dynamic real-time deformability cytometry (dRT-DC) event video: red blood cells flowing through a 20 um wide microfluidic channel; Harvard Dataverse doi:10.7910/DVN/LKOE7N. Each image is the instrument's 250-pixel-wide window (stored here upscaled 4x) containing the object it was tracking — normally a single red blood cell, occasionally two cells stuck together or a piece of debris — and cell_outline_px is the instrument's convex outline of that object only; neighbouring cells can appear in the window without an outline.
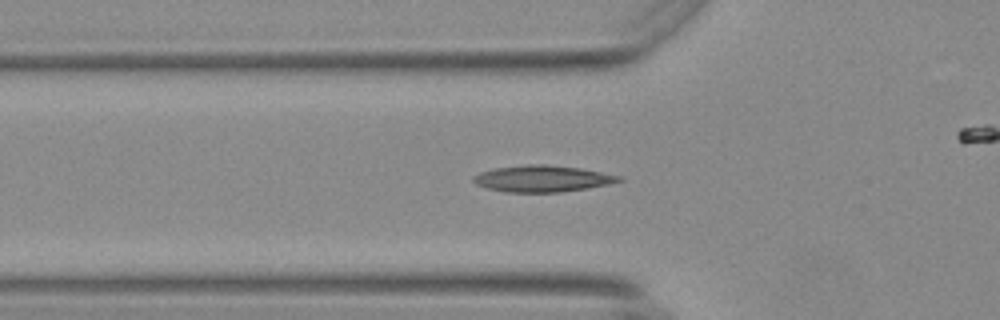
{"species": "Egyptian fruit bat (a non-hibernating species)", "species_latin": "Rousettus aegyptiacus", "temperature_condition": "warm", "stored_images_in_passage": 43, "camera_frame_rate_fps": 3000, "um_per_image_px": 0.085, "animal": {"sex": "female"}, "frame": {"image": 1, "passage_image": 17, "time_ms": 5.333, "image_size_px": [1000, 320], "cell_outline_px": [[624, 180], [608, 184], [560, 192], [504, 192], [488, 188], [476, 184], [472, 180], [472, 176], [480, 172], [492, 168], [524, 164], [544, 164], [580, 168], [624, 176]], "centroid_in_image_um": [46.08, 15.17], "position_along_channel_um": 79.7, "area_um2": 22.54}}
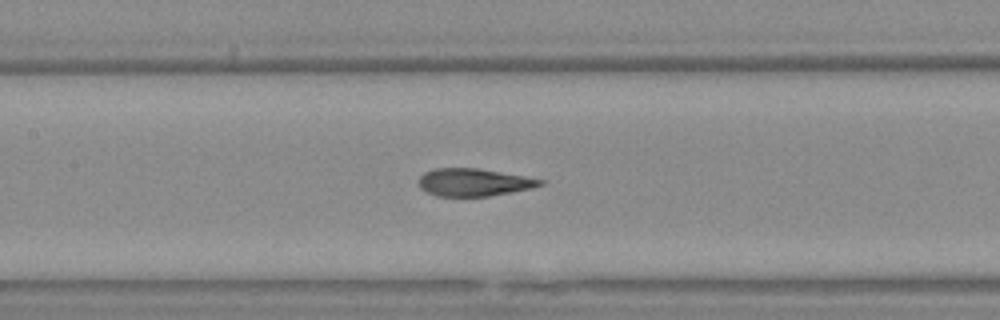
{"frame": {"image": 2, "passage_image": 24, "time_ms": 7.667, "image_size_px": [1000, 320], "cell_outline_px": [[544, 184], [532, 188], [512, 192], [488, 196], [436, 196], [420, 188], [420, 176], [424, 172], [436, 168], [476, 168], [524, 176], [544, 180]], "centroid_in_image_um": [40.27, 15.5], "position_along_channel_um": 167.1, "area_um2": 19.36}}
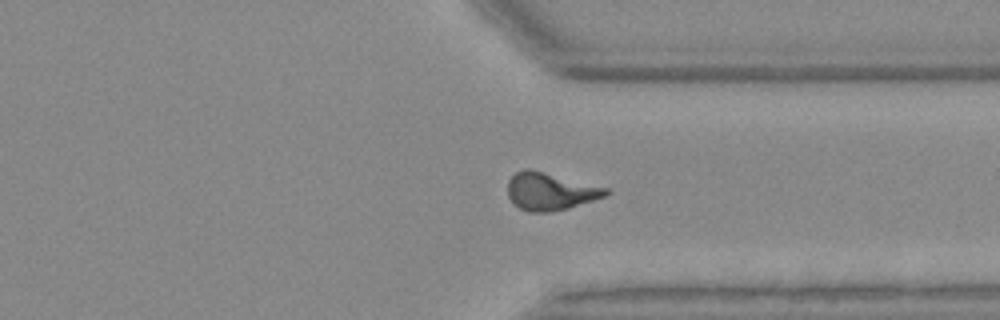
{"frame": {"image": 3, "passage_image": 40, "time_ms": 13.0, "image_size_px": [1000, 320], "cell_outline_px": [[612, 192], [604, 196], [568, 208], [552, 212], [528, 212], [512, 204], [508, 196], [508, 180], [516, 172], [524, 168], [528, 168], [608, 188]], "centroid_in_image_um": [46.73, 16.27], "position_along_channel_um": 364.7, "area_um2": 21.39}}